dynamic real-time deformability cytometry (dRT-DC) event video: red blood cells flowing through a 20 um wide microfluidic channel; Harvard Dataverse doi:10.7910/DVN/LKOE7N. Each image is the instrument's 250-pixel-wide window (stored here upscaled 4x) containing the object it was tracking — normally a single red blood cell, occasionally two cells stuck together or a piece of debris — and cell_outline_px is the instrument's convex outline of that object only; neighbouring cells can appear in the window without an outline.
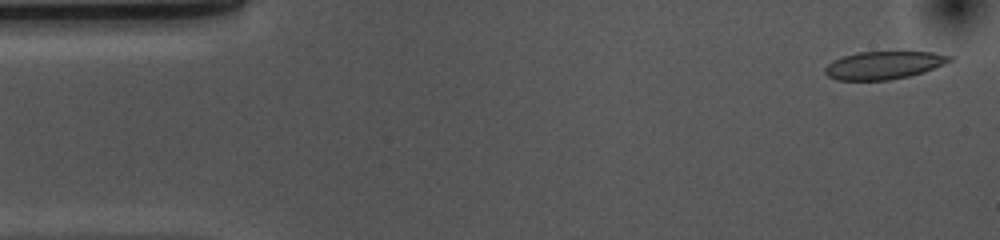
{"species": "common noctule bat (a hibernating species)", "species_latin": "Nyctalus noctula", "temperature_condition": "cold", "stored_images_in_passage": 53, "camera_frame_rate_fps": 3000, "um_per_image_px": 0.085, "animal": {"sex": "female", "body_mass_g": 10.0, "forearm_length_mm": 53.1}, "frame": {"image": 1, "passage_image": 2, "time_ms": 0.333, "image_size_px": [1000, 240], "cell_outline_px": [[956, 60], [924, 72], [908, 76], [888, 80], [836, 80], [828, 76], [824, 72], [824, 68], [832, 60], [856, 52], [932, 52], [952, 56]], "centroid_in_image_um": [75.14, 5.54], "position_along_channel_um": 9.9, "area_um2": 20.35}}
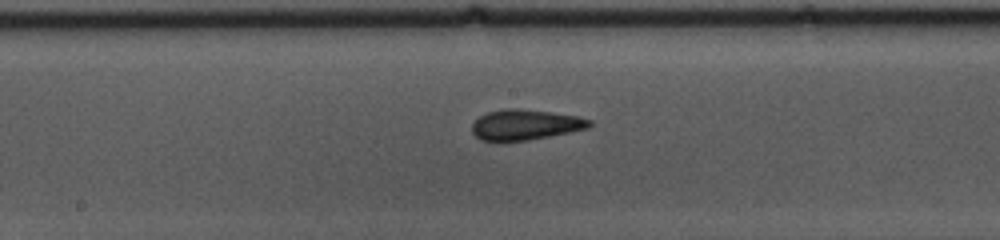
{"frame": {"image": 2, "passage_image": 26, "time_ms": 8.333, "image_size_px": [1000, 240], "cell_outline_px": [[592, 124], [588, 128], [528, 140], [480, 140], [472, 132], [472, 124], [480, 116], [488, 112], [504, 108], [516, 108], [580, 116], [592, 120]], "centroid_in_image_um": [44.66, 10.59], "position_along_channel_um": 203.5, "area_um2": 20.52}}
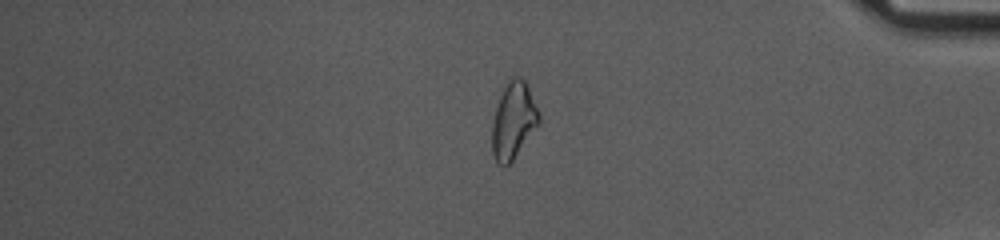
{"frame": {"image": 3, "passage_image": 44, "time_ms": 14.333, "image_size_px": [1000, 240], "cell_outline_px": [[540, 124], [512, 160], [504, 168], [496, 160], [492, 152], [492, 124], [496, 108], [500, 96], [508, 76], [520, 76], [524, 80], [528, 88], [540, 116]], "centroid_in_image_um": [43.63, 10.22], "position_along_channel_um": 391.6, "area_um2": 20.81}, "authors_computed_cell_mechanics": {"area_um2": 20.808, "velocity_mm_per_s": 3.6694, "shape_relaxation_time_tau1_ms": 7.0978, "shape_relaxation_time_tau2_ms": 2.4422, "deformation_change_tau1": 0.1659, "deformation_change_tau2": 0.0912}}